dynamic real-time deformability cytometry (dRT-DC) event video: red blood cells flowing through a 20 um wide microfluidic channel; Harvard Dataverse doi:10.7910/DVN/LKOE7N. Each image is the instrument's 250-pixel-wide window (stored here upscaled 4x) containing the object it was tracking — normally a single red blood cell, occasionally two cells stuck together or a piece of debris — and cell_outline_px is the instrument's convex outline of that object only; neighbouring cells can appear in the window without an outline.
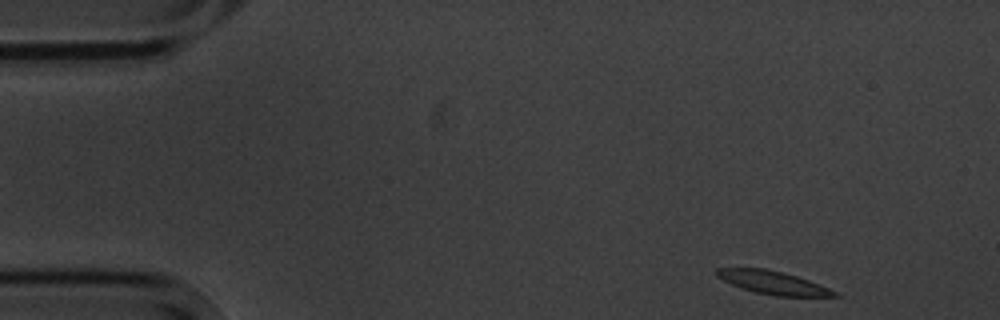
{"species": "common noctule bat (a hibernating species)", "species_latin": "Nyctalus noctula", "temperature_condition": "cold", "stored_images_in_passage": 4, "segment_of_instrument_passage": [2, 2], "camera_frame_rate_fps": 3000, "um_per_image_px": 0.085, "animal": {"sex": "male", "body_mass_g": 20.1, "forearm_length_mm": 53.5}, "frame": {"image": 1, "passage_image": 4, "time_ms": 3.333, "image_size_px": [1000, 320], "cell_outline_px": [[840, 296], [776, 296], [756, 292], [740, 288], [716, 276], [716, 268], [764, 268], [796, 276], [808, 280], [828, 288], [836, 292]], "centroid_in_image_um": [65.67, 24.02], "position_along_channel_um": 19.3, "area_um2": 15.55}}